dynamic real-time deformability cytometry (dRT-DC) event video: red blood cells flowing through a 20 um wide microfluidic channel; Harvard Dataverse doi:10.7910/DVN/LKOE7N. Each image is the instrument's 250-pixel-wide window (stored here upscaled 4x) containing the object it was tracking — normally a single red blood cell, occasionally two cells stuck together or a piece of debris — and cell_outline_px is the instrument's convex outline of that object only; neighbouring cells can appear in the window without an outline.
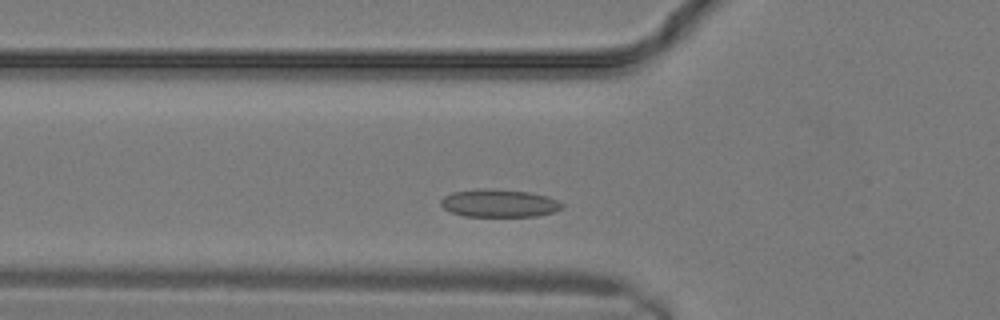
{"species": "common noctule bat (a hibernating species)", "species_latin": "Nyctalus noctula", "temperature_condition": "warm", "stored_images_in_passage": 9, "camera_frame_rate_fps": 3000, "um_per_image_px": 0.085, "animal": {"sex": "male", "body_mass_g": 19.2, "forearm_length_mm": 51.8}, "frame": {"image": 1, "passage_image": 2, "time_ms": 0.333, "image_size_px": [1000, 320], "cell_outline_px": [[564, 208], [552, 212], [536, 216], [464, 216], [452, 212], [444, 208], [440, 204], [440, 200], [444, 196], [452, 192], [488, 188], [528, 192], [548, 196], [564, 204]], "centroid_in_image_um": [42.43, 17.27], "position_along_channel_um": 83.4, "area_um2": 19.54}}
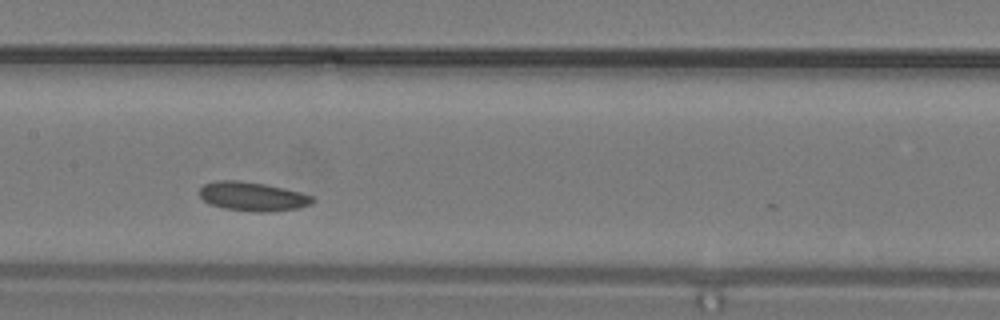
{"frame": {"image": 2, "passage_image": 6, "time_ms": 1.667, "image_size_px": [1000, 320], "cell_outline_px": [[316, 200], [312, 204], [296, 208], [268, 212], [256, 212], [224, 208], [208, 204], [200, 196], [200, 188], [204, 184], [216, 180], [236, 180], [264, 184], [284, 188], [300, 192], [312, 196]], "centroid_in_image_um": [21.46, 16.7], "position_along_channel_um": 185.9, "area_um2": 19.07}}
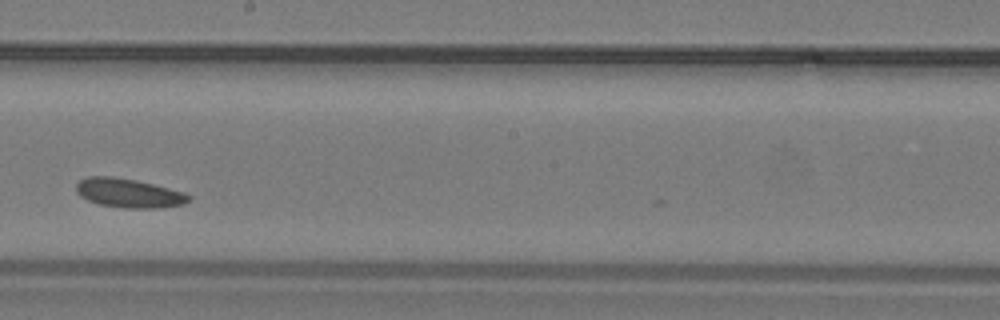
{"frame": {"image": 3, "passage_image": 8, "time_ms": 2.333, "image_size_px": [1000, 320], "cell_outline_px": [[192, 200], [184, 204], [160, 208], [124, 208], [100, 204], [88, 200], [80, 196], [76, 192], [76, 184], [84, 176], [112, 176], [136, 180], [184, 192], [192, 196]], "centroid_in_image_um": [10.95, 16.41], "position_along_channel_um": 237.3, "area_um2": 19.19}}